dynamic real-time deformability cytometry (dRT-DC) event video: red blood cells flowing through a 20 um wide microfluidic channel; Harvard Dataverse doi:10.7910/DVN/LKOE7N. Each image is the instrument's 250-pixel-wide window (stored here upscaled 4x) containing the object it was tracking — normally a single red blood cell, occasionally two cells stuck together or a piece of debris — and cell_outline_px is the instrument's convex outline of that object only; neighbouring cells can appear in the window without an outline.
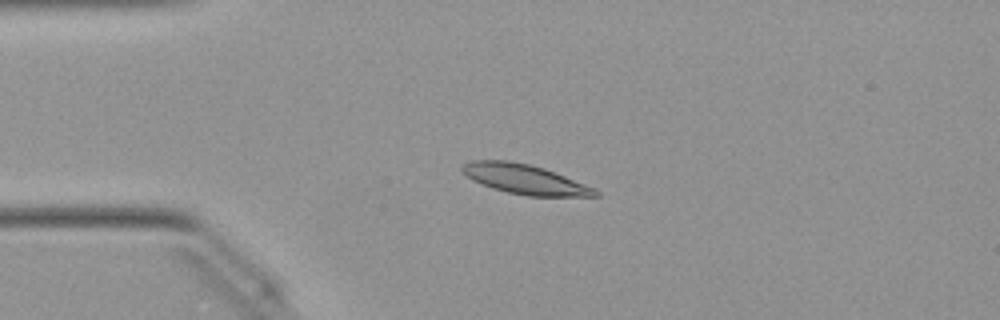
{"species": "Egyptian fruit bat (a non-hibernating species)", "species_latin": "Rousettus aegyptiacus", "temperature_condition": "warm", "stored_images_in_passage": 21, "camera_frame_rate_fps": 3000, "um_per_image_px": 0.085, "animal": {"sex": "female"}, "frame": {"image": 1, "passage_image": 12, "time_ms": 3.667, "image_size_px": [1000, 320], "cell_outline_px": [[600, 196], [528, 196], [508, 192], [492, 188], [472, 180], [460, 168], [464, 164], [472, 160], [508, 160], [528, 164], [544, 168], [596, 188], [600, 192]], "centroid_in_image_um": [44.64, 15.24], "position_along_channel_um": 40.4, "area_um2": 22.89}}
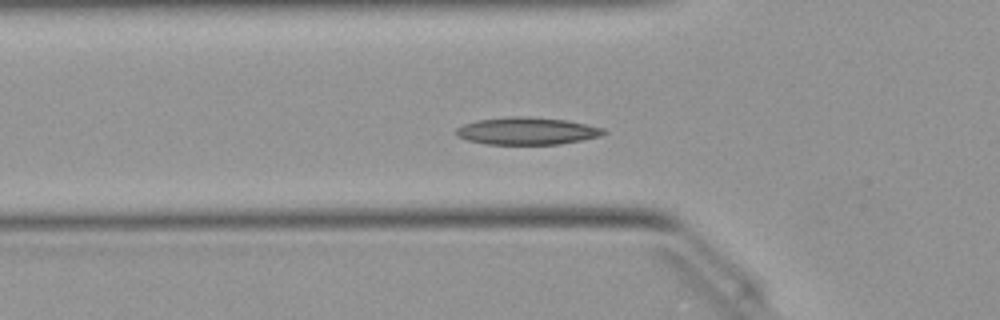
{"frame": {"image": 2, "passage_image": 17, "time_ms": 5.333, "image_size_px": [1000, 320], "cell_outline_px": [[608, 132], [600, 136], [560, 144], [484, 144], [468, 140], [456, 136], [456, 128], [464, 124], [476, 120], [508, 116], [528, 116], [568, 120], [604, 128]], "centroid_in_image_um": [44.78, 11.12], "position_along_channel_um": 81.0, "area_um2": 23.64}}
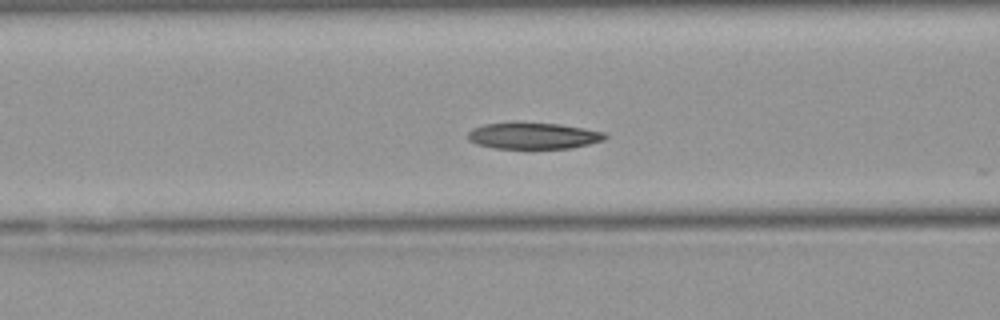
{"frame": {"image": 3, "passage_image": 20, "time_ms": 6.333, "image_size_px": [1000, 320], "cell_outline_px": [[608, 136], [604, 140], [572, 148], [492, 148], [476, 144], [468, 140], [468, 132], [472, 128], [484, 124], [560, 124], [584, 128], [604, 132]], "centroid_in_image_um": [45.34, 11.56], "position_along_channel_um": 121.3, "area_um2": 20.63}}